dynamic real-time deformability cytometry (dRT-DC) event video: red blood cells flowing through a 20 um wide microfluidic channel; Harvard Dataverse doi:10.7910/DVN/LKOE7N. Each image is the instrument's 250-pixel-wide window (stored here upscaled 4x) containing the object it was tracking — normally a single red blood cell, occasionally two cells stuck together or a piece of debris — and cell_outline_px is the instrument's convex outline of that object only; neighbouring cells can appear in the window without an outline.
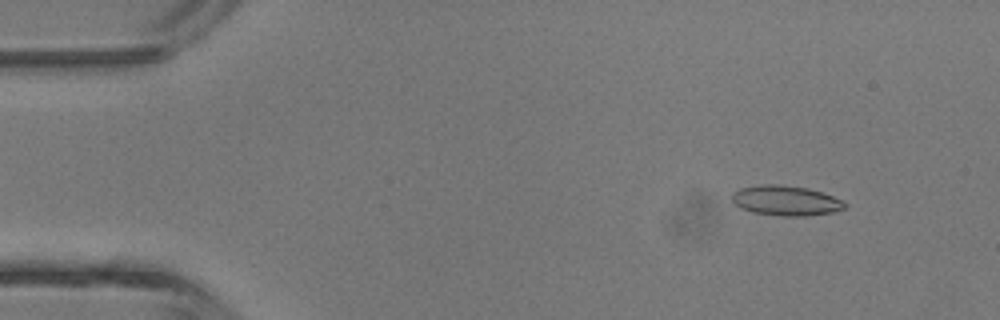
{"species": "common noctule bat (a hibernating species)", "species_latin": "Nyctalus noctula", "temperature_condition": "room temperature", "stored_images_in_passage": 5, "camera_frame_rate_fps": 3000, "um_per_image_px": 0.085, "animal": {"sex": "male", "body_mass_g": 13.3}, "frame": {"image": 1, "passage_image": 2, "time_ms": 1.0, "image_size_px": [1000, 320], "cell_outline_px": [[848, 204], [844, 208], [832, 212], [804, 216], [780, 216], [752, 212], [740, 208], [732, 200], [732, 192], [740, 188], [764, 184], [780, 184], [808, 188], [832, 196]], "centroid_in_image_um": [66.76, 17.05], "position_along_channel_um": 18.2, "area_um2": 19.65}}
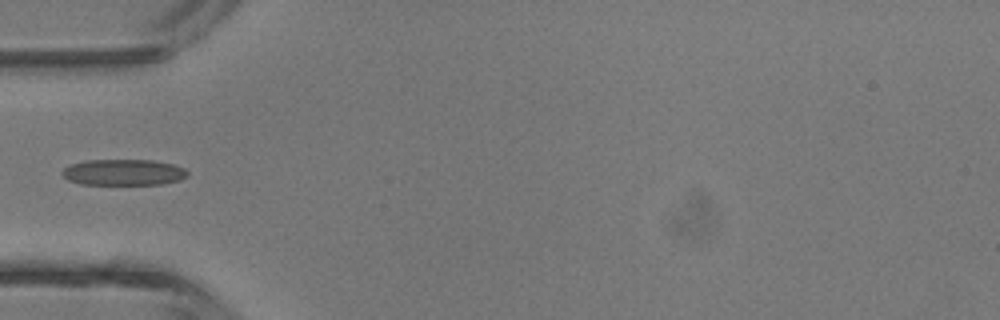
{"frame": {"image": 2, "passage_image": 5, "time_ms": 4.333, "image_size_px": [1000, 320], "cell_outline_px": [[188, 176], [180, 180], [160, 184], [80, 184], [68, 180], [60, 172], [68, 164], [84, 160], [152, 160], [172, 164], [184, 168], [188, 172]], "centroid_in_image_um": [10.47, 14.64], "position_along_channel_um": 74.5, "area_um2": 19.13}}